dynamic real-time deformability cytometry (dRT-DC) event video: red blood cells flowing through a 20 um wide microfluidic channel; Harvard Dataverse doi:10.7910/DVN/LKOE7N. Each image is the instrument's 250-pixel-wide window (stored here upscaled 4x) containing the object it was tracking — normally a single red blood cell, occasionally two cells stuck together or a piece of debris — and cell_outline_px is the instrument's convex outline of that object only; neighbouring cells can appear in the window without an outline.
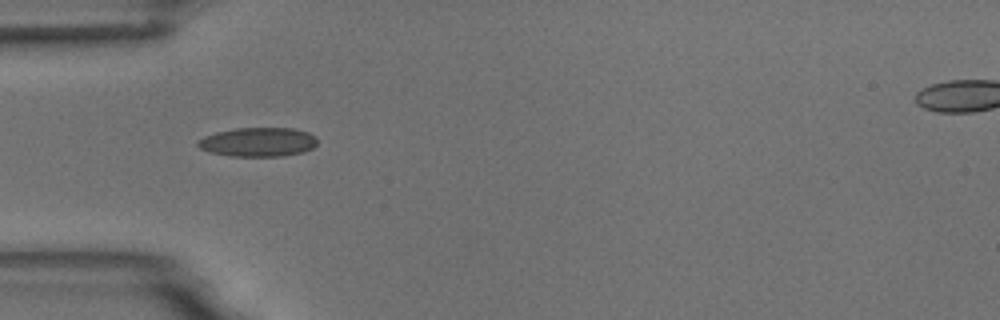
{"species": "common noctule bat (a hibernating species)", "species_latin": "Nyctalus noctula", "temperature_condition": "room temperature", "stored_images_in_passage": 2, "camera_frame_rate_fps": 3000, "um_per_image_px": 0.085, "animal": {"sex": "male", "body_mass_g": 18.8}, "frame": {"image": 1, "passage_image": 1, "time_ms": 0.0, "image_size_px": [1000, 320], "cell_outline_px": [[316, 144], [312, 148], [304, 152], [284, 156], [232, 156], [212, 152], [200, 148], [196, 144], [196, 140], [204, 136], [216, 132], [236, 128], [296, 128], [308, 132], [316, 136]], "centroid_in_image_um": [21.95, 12.06], "position_along_channel_um": 63.0, "area_um2": 20.35}}